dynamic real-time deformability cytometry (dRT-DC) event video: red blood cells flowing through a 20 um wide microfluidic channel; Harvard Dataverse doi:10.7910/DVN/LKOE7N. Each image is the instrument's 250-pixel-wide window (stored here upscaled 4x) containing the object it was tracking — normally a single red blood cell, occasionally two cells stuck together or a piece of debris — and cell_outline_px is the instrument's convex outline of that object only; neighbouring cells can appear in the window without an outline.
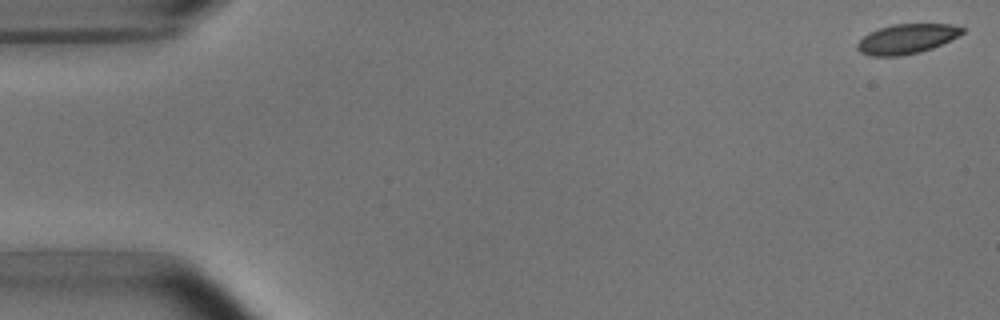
{"species": "common noctule bat (a hibernating species)", "species_latin": "Nyctalus noctula", "temperature_condition": "room temperature", "stored_images_in_passage": 5, "camera_frame_rate_fps": 3000, "um_per_image_px": 0.085, "animal": {"sex": "male", "body_mass_g": 15.6}, "frame": {"image": 1, "passage_image": 1, "time_ms": 0.0, "image_size_px": [1000, 320], "cell_outline_px": [[964, 32], [932, 48], [920, 52], [900, 56], [872, 56], [860, 52], [856, 48], [856, 44], [868, 32], [892, 24], [952, 24], [964, 28]], "centroid_in_image_um": [77.03, 3.3], "position_along_channel_um": 8.0, "area_um2": 18.03}}
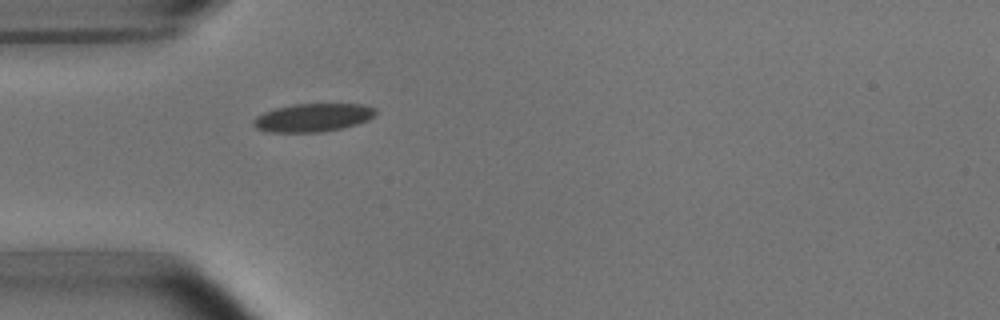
{"frame": {"image": 2, "passage_image": 5, "time_ms": 5.0, "image_size_px": [1000, 320], "cell_outline_px": [[376, 112], [368, 120], [356, 124], [340, 128], [320, 132], [272, 132], [256, 128], [252, 124], [252, 120], [256, 116], [264, 112], [276, 108], [296, 104], [364, 104], [376, 108]], "centroid_in_image_um": [26.58, 9.99], "position_along_channel_um": 58.4, "area_um2": 19.94}}